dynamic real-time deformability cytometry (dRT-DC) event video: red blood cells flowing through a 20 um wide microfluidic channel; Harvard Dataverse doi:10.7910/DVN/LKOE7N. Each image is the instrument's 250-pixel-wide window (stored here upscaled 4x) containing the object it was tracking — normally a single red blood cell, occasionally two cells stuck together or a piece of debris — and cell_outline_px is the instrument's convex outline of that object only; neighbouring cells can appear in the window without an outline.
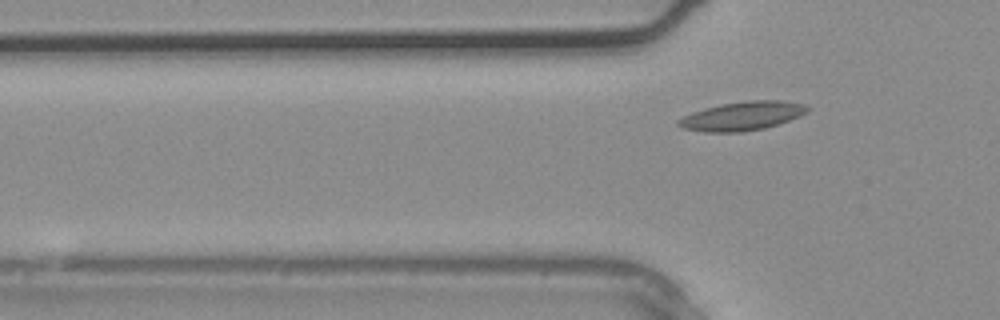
{"species": "common noctule bat (a hibernating species)", "species_latin": "Nyctalus noctula", "temperature_condition": "warm", "stored_images_in_passage": 3, "camera_frame_rate_fps": 3000, "um_per_image_px": 0.085, "animal": {"sex": "male", "body_mass_g": 20.4}, "frame": {"image": 1, "passage_image": 3, "time_ms": 0.667, "image_size_px": [1000, 320], "cell_outline_px": [[812, 108], [808, 112], [800, 116], [764, 128], [740, 132], [704, 132], [684, 128], [676, 124], [676, 120], [692, 112], [704, 108], [720, 104], [748, 100], [780, 100], [804, 104]], "centroid_in_image_um": [63.09, 9.85], "position_along_channel_um": 62.7, "area_um2": 21.68}}